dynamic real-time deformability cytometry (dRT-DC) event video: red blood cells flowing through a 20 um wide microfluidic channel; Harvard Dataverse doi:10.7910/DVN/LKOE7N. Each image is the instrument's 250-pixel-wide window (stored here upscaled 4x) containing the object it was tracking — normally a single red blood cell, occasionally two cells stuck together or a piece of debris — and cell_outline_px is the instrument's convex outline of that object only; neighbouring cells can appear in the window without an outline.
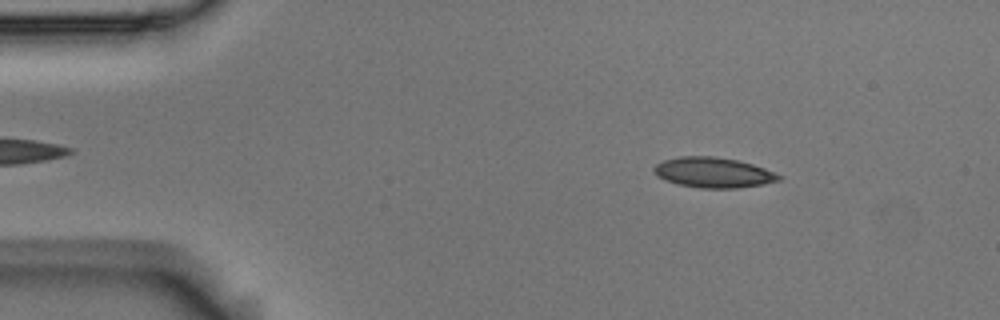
{"species": "Egyptian fruit bat (a non-hibernating species)", "species_latin": "Rousettus aegyptiacus", "temperature_condition": "room temperature", "stored_images_in_passage": 53, "camera_frame_rate_fps": 3000, "um_per_image_px": 0.085, "animal": {"sex": "male"}, "frame": {"image": 1, "passage_image": 7, "time_ms": 2.0, "image_size_px": [1000, 320], "cell_outline_px": [[784, 176], [780, 180], [760, 184], [736, 188], [700, 188], [680, 184], [664, 180], [656, 176], [652, 168], [656, 164], [664, 160], [680, 156], [716, 156], [736, 160], [752, 164], [764, 168]], "centroid_in_image_um": [60.61, 14.66], "position_along_channel_um": 24.4, "area_um2": 21.96}}
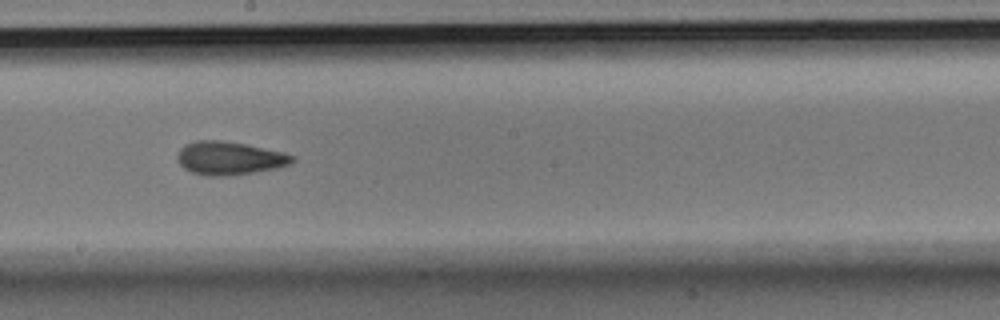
{"frame": {"image": 2, "passage_image": 29, "time_ms": 9.333, "image_size_px": [1000, 320], "cell_outline_px": [[296, 160], [288, 164], [276, 168], [228, 176], [208, 176], [192, 172], [184, 168], [180, 164], [176, 156], [180, 148], [184, 144], [196, 140], [220, 140], [244, 144], [284, 152], [296, 156]], "centroid_in_image_um": [19.48, 13.44], "position_along_channel_um": 228.7, "area_um2": 22.25}}
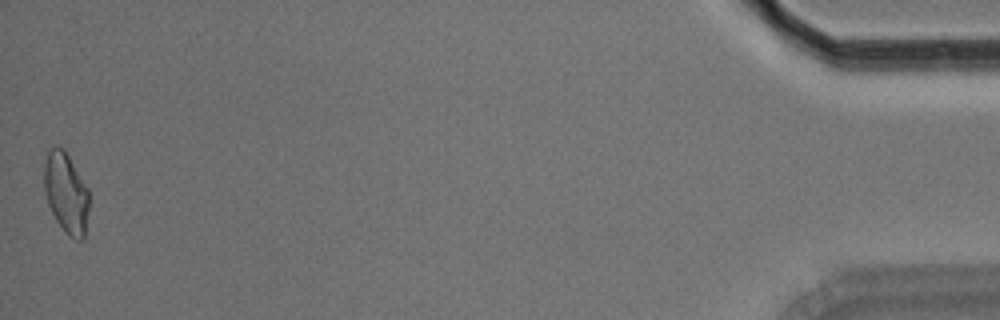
{"frame": {"image": 3, "passage_image": 53, "time_ms": 17.333, "image_size_px": [1000, 320], "cell_outline_px": [[88, 212], [84, 240], [76, 240], [68, 236], [56, 220], [48, 204], [44, 188], [44, 164], [48, 152], [52, 148], [64, 148], [88, 188]], "centroid_in_image_um": [5.63, 16.43], "position_along_channel_um": 429.6, "area_um2": 20.98}, "authors_computed_cell_mechanics": {"area_um2": 21.3282, "velocity_mm_per_s": 3.6923, "shape_relaxation_time_tau1_ms": 8.4331, "shape_relaxation_time_tau2_ms": 3.7193, "deformation_change_tau1": 0.1669, "deformation_change_tau2": 0.1026}}